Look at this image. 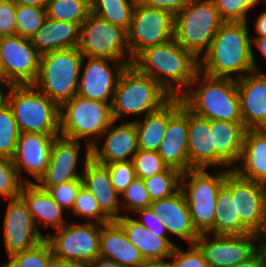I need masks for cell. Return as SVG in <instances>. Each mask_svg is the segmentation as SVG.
Instances as JSON below:
<instances>
[{
    "mask_svg": "<svg viewBox=\"0 0 266 267\" xmlns=\"http://www.w3.org/2000/svg\"><path fill=\"white\" fill-rule=\"evenodd\" d=\"M180 109V97H172L160 109L134 121L138 137V150L158 151L164 139L169 119Z\"/></svg>",
    "mask_w": 266,
    "mask_h": 267,
    "instance_id": "4dcf8cb0",
    "label": "cell"
},
{
    "mask_svg": "<svg viewBox=\"0 0 266 267\" xmlns=\"http://www.w3.org/2000/svg\"><path fill=\"white\" fill-rule=\"evenodd\" d=\"M156 217L166 227L168 234L195 244L200 234L195 229L188 204L181 189L166 198L153 200L150 204Z\"/></svg>",
    "mask_w": 266,
    "mask_h": 267,
    "instance_id": "cb8c5ba5",
    "label": "cell"
},
{
    "mask_svg": "<svg viewBox=\"0 0 266 267\" xmlns=\"http://www.w3.org/2000/svg\"><path fill=\"white\" fill-rule=\"evenodd\" d=\"M158 154L171 168L186 172L189 170L188 157V109L180 98V109L169 119L164 139Z\"/></svg>",
    "mask_w": 266,
    "mask_h": 267,
    "instance_id": "d4e9b609",
    "label": "cell"
},
{
    "mask_svg": "<svg viewBox=\"0 0 266 267\" xmlns=\"http://www.w3.org/2000/svg\"><path fill=\"white\" fill-rule=\"evenodd\" d=\"M72 215L90 219L89 222L106 224L111 220L101 211L96 198L86 187L81 186L72 208Z\"/></svg>",
    "mask_w": 266,
    "mask_h": 267,
    "instance_id": "ab89813d",
    "label": "cell"
},
{
    "mask_svg": "<svg viewBox=\"0 0 266 267\" xmlns=\"http://www.w3.org/2000/svg\"><path fill=\"white\" fill-rule=\"evenodd\" d=\"M232 196L240 222L251 233L266 235V185L243 178L232 170Z\"/></svg>",
    "mask_w": 266,
    "mask_h": 267,
    "instance_id": "2e32d148",
    "label": "cell"
},
{
    "mask_svg": "<svg viewBox=\"0 0 266 267\" xmlns=\"http://www.w3.org/2000/svg\"><path fill=\"white\" fill-rule=\"evenodd\" d=\"M55 259L84 265L100 256V224L70 222L45 235Z\"/></svg>",
    "mask_w": 266,
    "mask_h": 267,
    "instance_id": "8fae6325",
    "label": "cell"
},
{
    "mask_svg": "<svg viewBox=\"0 0 266 267\" xmlns=\"http://www.w3.org/2000/svg\"><path fill=\"white\" fill-rule=\"evenodd\" d=\"M190 1L191 0H136L137 3L142 5L167 10L174 15L184 9Z\"/></svg>",
    "mask_w": 266,
    "mask_h": 267,
    "instance_id": "f907efd6",
    "label": "cell"
},
{
    "mask_svg": "<svg viewBox=\"0 0 266 267\" xmlns=\"http://www.w3.org/2000/svg\"><path fill=\"white\" fill-rule=\"evenodd\" d=\"M112 122L111 103L75 95L60 106V136L84 139L86 147L100 143L101 135Z\"/></svg>",
    "mask_w": 266,
    "mask_h": 267,
    "instance_id": "ba28073f",
    "label": "cell"
},
{
    "mask_svg": "<svg viewBox=\"0 0 266 267\" xmlns=\"http://www.w3.org/2000/svg\"><path fill=\"white\" fill-rule=\"evenodd\" d=\"M251 233L236 217L235 196H232V170L218 191L214 219V234L243 235Z\"/></svg>",
    "mask_w": 266,
    "mask_h": 267,
    "instance_id": "d6a6232c",
    "label": "cell"
},
{
    "mask_svg": "<svg viewBox=\"0 0 266 267\" xmlns=\"http://www.w3.org/2000/svg\"><path fill=\"white\" fill-rule=\"evenodd\" d=\"M0 82L4 83V64H3L1 50H0Z\"/></svg>",
    "mask_w": 266,
    "mask_h": 267,
    "instance_id": "6125c7cd",
    "label": "cell"
},
{
    "mask_svg": "<svg viewBox=\"0 0 266 267\" xmlns=\"http://www.w3.org/2000/svg\"><path fill=\"white\" fill-rule=\"evenodd\" d=\"M109 170L111 182L116 191L121 194L136 178L132 161H121L106 164Z\"/></svg>",
    "mask_w": 266,
    "mask_h": 267,
    "instance_id": "bcb514c9",
    "label": "cell"
},
{
    "mask_svg": "<svg viewBox=\"0 0 266 267\" xmlns=\"http://www.w3.org/2000/svg\"><path fill=\"white\" fill-rule=\"evenodd\" d=\"M20 131L10 106L0 110V157L13 159Z\"/></svg>",
    "mask_w": 266,
    "mask_h": 267,
    "instance_id": "74e56055",
    "label": "cell"
},
{
    "mask_svg": "<svg viewBox=\"0 0 266 267\" xmlns=\"http://www.w3.org/2000/svg\"><path fill=\"white\" fill-rule=\"evenodd\" d=\"M188 157L189 169L233 170V168L212 148L210 120L188 110Z\"/></svg>",
    "mask_w": 266,
    "mask_h": 267,
    "instance_id": "7402d4cb",
    "label": "cell"
},
{
    "mask_svg": "<svg viewBox=\"0 0 266 267\" xmlns=\"http://www.w3.org/2000/svg\"><path fill=\"white\" fill-rule=\"evenodd\" d=\"M223 23L213 0H191L175 15L174 39L200 60Z\"/></svg>",
    "mask_w": 266,
    "mask_h": 267,
    "instance_id": "52a82bcc",
    "label": "cell"
},
{
    "mask_svg": "<svg viewBox=\"0 0 266 267\" xmlns=\"http://www.w3.org/2000/svg\"><path fill=\"white\" fill-rule=\"evenodd\" d=\"M122 211L135 212L150 207L152 200L144 180L136 177L120 194Z\"/></svg>",
    "mask_w": 266,
    "mask_h": 267,
    "instance_id": "b9f144b4",
    "label": "cell"
},
{
    "mask_svg": "<svg viewBox=\"0 0 266 267\" xmlns=\"http://www.w3.org/2000/svg\"><path fill=\"white\" fill-rule=\"evenodd\" d=\"M58 136L60 135L20 133L12 161L25 183H37L44 175L50 161L53 141ZM22 171L31 175L36 182L23 177Z\"/></svg>",
    "mask_w": 266,
    "mask_h": 267,
    "instance_id": "ac0fdd59",
    "label": "cell"
},
{
    "mask_svg": "<svg viewBox=\"0 0 266 267\" xmlns=\"http://www.w3.org/2000/svg\"><path fill=\"white\" fill-rule=\"evenodd\" d=\"M172 96L150 76L141 73L132 64L121 73L111 103L113 121H119L123 115L134 116L131 122L139 120L141 115L160 109Z\"/></svg>",
    "mask_w": 266,
    "mask_h": 267,
    "instance_id": "277c9868",
    "label": "cell"
},
{
    "mask_svg": "<svg viewBox=\"0 0 266 267\" xmlns=\"http://www.w3.org/2000/svg\"><path fill=\"white\" fill-rule=\"evenodd\" d=\"M212 148L233 168L241 156L246 128L243 123L210 120Z\"/></svg>",
    "mask_w": 266,
    "mask_h": 267,
    "instance_id": "1f68e13d",
    "label": "cell"
},
{
    "mask_svg": "<svg viewBox=\"0 0 266 267\" xmlns=\"http://www.w3.org/2000/svg\"><path fill=\"white\" fill-rule=\"evenodd\" d=\"M80 140H72L58 136L53 141L50 161L44 175L36 183L41 189L48 190L70 180L82 179V171H78L80 160Z\"/></svg>",
    "mask_w": 266,
    "mask_h": 267,
    "instance_id": "ffe728a7",
    "label": "cell"
},
{
    "mask_svg": "<svg viewBox=\"0 0 266 267\" xmlns=\"http://www.w3.org/2000/svg\"><path fill=\"white\" fill-rule=\"evenodd\" d=\"M130 213L122 214L116 222L123 228L128 239L140 251L145 260L170 258L177 246L168 237V233H154L147 230Z\"/></svg>",
    "mask_w": 266,
    "mask_h": 267,
    "instance_id": "484cf974",
    "label": "cell"
},
{
    "mask_svg": "<svg viewBox=\"0 0 266 267\" xmlns=\"http://www.w3.org/2000/svg\"><path fill=\"white\" fill-rule=\"evenodd\" d=\"M259 242L260 236L255 233L243 235L205 233L200 234L195 245L203 253L209 267H231L251 257L259 249Z\"/></svg>",
    "mask_w": 266,
    "mask_h": 267,
    "instance_id": "4fadbf2b",
    "label": "cell"
},
{
    "mask_svg": "<svg viewBox=\"0 0 266 267\" xmlns=\"http://www.w3.org/2000/svg\"><path fill=\"white\" fill-rule=\"evenodd\" d=\"M53 259L51 246L44 239L33 248L9 256L0 267H50Z\"/></svg>",
    "mask_w": 266,
    "mask_h": 267,
    "instance_id": "d590c367",
    "label": "cell"
},
{
    "mask_svg": "<svg viewBox=\"0 0 266 267\" xmlns=\"http://www.w3.org/2000/svg\"><path fill=\"white\" fill-rule=\"evenodd\" d=\"M170 258L172 267H209L203 253L195 244L189 245L186 251L176 246Z\"/></svg>",
    "mask_w": 266,
    "mask_h": 267,
    "instance_id": "7dc6e473",
    "label": "cell"
},
{
    "mask_svg": "<svg viewBox=\"0 0 266 267\" xmlns=\"http://www.w3.org/2000/svg\"><path fill=\"white\" fill-rule=\"evenodd\" d=\"M132 163L136 177L143 180L153 175L162 173L169 168L156 151L138 150V152L132 158Z\"/></svg>",
    "mask_w": 266,
    "mask_h": 267,
    "instance_id": "ee69618b",
    "label": "cell"
},
{
    "mask_svg": "<svg viewBox=\"0 0 266 267\" xmlns=\"http://www.w3.org/2000/svg\"><path fill=\"white\" fill-rule=\"evenodd\" d=\"M233 170L243 178L266 185V128L246 129L241 156Z\"/></svg>",
    "mask_w": 266,
    "mask_h": 267,
    "instance_id": "83f0119b",
    "label": "cell"
},
{
    "mask_svg": "<svg viewBox=\"0 0 266 267\" xmlns=\"http://www.w3.org/2000/svg\"><path fill=\"white\" fill-rule=\"evenodd\" d=\"M180 98L189 111L200 117L243 123L235 78L211 77L199 71Z\"/></svg>",
    "mask_w": 266,
    "mask_h": 267,
    "instance_id": "3957f363",
    "label": "cell"
},
{
    "mask_svg": "<svg viewBox=\"0 0 266 267\" xmlns=\"http://www.w3.org/2000/svg\"><path fill=\"white\" fill-rule=\"evenodd\" d=\"M45 9L48 18L80 25L91 13L90 0H49Z\"/></svg>",
    "mask_w": 266,
    "mask_h": 267,
    "instance_id": "e575fe53",
    "label": "cell"
},
{
    "mask_svg": "<svg viewBox=\"0 0 266 267\" xmlns=\"http://www.w3.org/2000/svg\"><path fill=\"white\" fill-rule=\"evenodd\" d=\"M236 82L244 127L266 128V73L255 70Z\"/></svg>",
    "mask_w": 266,
    "mask_h": 267,
    "instance_id": "603a6c76",
    "label": "cell"
},
{
    "mask_svg": "<svg viewBox=\"0 0 266 267\" xmlns=\"http://www.w3.org/2000/svg\"><path fill=\"white\" fill-rule=\"evenodd\" d=\"M113 121L101 135L105 137L102 144L95 143L91 147V157L101 164L113 162L132 161L138 152V137L134 122L126 121L114 125ZM115 126V127H114Z\"/></svg>",
    "mask_w": 266,
    "mask_h": 267,
    "instance_id": "44dd1931",
    "label": "cell"
},
{
    "mask_svg": "<svg viewBox=\"0 0 266 267\" xmlns=\"http://www.w3.org/2000/svg\"><path fill=\"white\" fill-rule=\"evenodd\" d=\"M77 48L84 57L133 61L127 45L126 29L93 13L81 24Z\"/></svg>",
    "mask_w": 266,
    "mask_h": 267,
    "instance_id": "30bf717a",
    "label": "cell"
},
{
    "mask_svg": "<svg viewBox=\"0 0 266 267\" xmlns=\"http://www.w3.org/2000/svg\"><path fill=\"white\" fill-rule=\"evenodd\" d=\"M259 249L262 251L266 263V235L260 236Z\"/></svg>",
    "mask_w": 266,
    "mask_h": 267,
    "instance_id": "94428289",
    "label": "cell"
},
{
    "mask_svg": "<svg viewBox=\"0 0 266 267\" xmlns=\"http://www.w3.org/2000/svg\"><path fill=\"white\" fill-rule=\"evenodd\" d=\"M50 267H85V265L78 262L62 261L54 258Z\"/></svg>",
    "mask_w": 266,
    "mask_h": 267,
    "instance_id": "91938a15",
    "label": "cell"
},
{
    "mask_svg": "<svg viewBox=\"0 0 266 267\" xmlns=\"http://www.w3.org/2000/svg\"><path fill=\"white\" fill-rule=\"evenodd\" d=\"M182 172L169 167L166 171L144 179L151 200L169 197L181 189Z\"/></svg>",
    "mask_w": 266,
    "mask_h": 267,
    "instance_id": "8d00e7d4",
    "label": "cell"
},
{
    "mask_svg": "<svg viewBox=\"0 0 266 267\" xmlns=\"http://www.w3.org/2000/svg\"><path fill=\"white\" fill-rule=\"evenodd\" d=\"M85 267H124V266H121L115 261L98 257L97 259L93 260L91 263L85 265Z\"/></svg>",
    "mask_w": 266,
    "mask_h": 267,
    "instance_id": "11a10c76",
    "label": "cell"
},
{
    "mask_svg": "<svg viewBox=\"0 0 266 267\" xmlns=\"http://www.w3.org/2000/svg\"><path fill=\"white\" fill-rule=\"evenodd\" d=\"M224 22H248V13L261 0H213ZM264 1V0H262Z\"/></svg>",
    "mask_w": 266,
    "mask_h": 267,
    "instance_id": "7bdbcfd3",
    "label": "cell"
},
{
    "mask_svg": "<svg viewBox=\"0 0 266 267\" xmlns=\"http://www.w3.org/2000/svg\"><path fill=\"white\" fill-rule=\"evenodd\" d=\"M82 185V179L70 180L49 188L47 192L64 210H72L78 191Z\"/></svg>",
    "mask_w": 266,
    "mask_h": 267,
    "instance_id": "f6af8a7d",
    "label": "cell"
},
{
    "mask_svg": "<svg viewBox=\"0 0 266 267\" xmlns=\"http://www.w3.org/2000/svg\"><path fill=\"white\" fill-rule=\"evenodd\" d=\"M83 58L77 47L41 55L38 75L32 85L61 106L77 95Z\"/></svg>",
    "mask_w": 266,
    "mask_h": 267,
    "instance_id": "5b68a950",
    "label": "cell"
},
{
    "mask_svg": "<svg viewBox=\"0 0 266 267\" xmlns=\"http://www.w3.org/2000/svg\"><path fill=\"white\" fill-rule=\"evenodd\" d=\"M134 213L140 216L136 220L141 223L147 230L154 233H168L166 227L156 217L151 207L139 209Z\"/></svg>",
    "mask_w": 266,
    "mask_h": 267,
    "instance_id": "681fc988",
    "label": "cell"
},
{
    "mask_svg": "<svg viewBox=\"0 0 266 267\" xmlns=\"http://www.w3.org/2000/svg\"><path fill=\"white\" fill-rule=\"evenodd\" d=\"M16 5H30L35 7H46L49 0H12Z\"/></svg>",
    "mask_w": 266,
    "mask_h": 267,
    "instance_id": "680465c9",
    "label": "cell"
},
{
    "mask_svg": "<svg viewBox=\"0 0 266 267\" xmlns=\"http://www.w3.org/2000/svg\"><path fill=\"white\" fill-rule=\"evenodd\" d=\"M16 35L30 39L47 18L44 7L16 5Z\"/></svg>",
    "mask_w": 266,
    "mask_h": 267,
    "instance_id": "f35d334b",
    "label": "cell"
},
{
    "mask_svg": "<svg viewBox=\"0 0 266 267\" xmlns=\"http://www.w3.org/2000/svg\"><path fill=\"white\" fill-rule=\"evenodd\" d=\"M16 4L0 0V38L16 35Z\"/></svg>",
    "mask_w": 266,
    "mask_h": 267,
    "instance_id": "c3c4849f",
    "label": "cell"
},
{
    "mask_svg": "<svg viewBox=\"0 0 266 267\" xmlns=\"http://www.w3.org/2000/svg\"><path fill=\"white\" fill-rule=\"evenodd\" d=\"M230 170L189 169L181 177V191L188 204L193 225L199 234H214L218 191Z\"/></svg>",
    "mask_w": 266,
    "mask_h": 267,
    "instance_id": "9c48e42d",
    "label": "cell"
},
{
    "mask_svg": "<svg viewBox=\"0 0 266 267\" xmlns=\"http://www.w3.org/2000/svg\"><path fill=\"white\" fill-rule=\"evenodd\" d=\"M166 259L145 260L138 267H172L171 261Z\"/></svg>",
    "mask_w": 266,
    "mask_h": 267,
    "instance_id": "9f6ffc18",
    "label": "cell"
},
{
    "mask_svg": "<svg viewBox=\"0 0 266 267\" xmlns=\"http://www.w3.org/2000/svg\"><path fill=\"white\" fill-rule=\"evenodd\" d=\"M255 20L254 26L258 35L253 37H266V10L257 15Z\"/></svg>",
    "mask_w": 266,
    "mask_h": 267,
    "instance_id": "db71d44e",
    "label": "cell"
},
{
    "mask_svg": "<svg viewBox=\"0 0 266 267\" xmlns=\"http://www.w3.org/2000/svg\"><path fill=\"white\" fill-rule=\"evenodd\" d=\"M99 257L115 261L124 267H138L145 261L116 221L100 225Z\"/></svg>",
    "mask_w": 266,
    "mask_h": 267,
    "instance_id": "4316f807",
    "label": "cell"
},
{
    "mask_svg": "<svg viewBox=\"0 0 266 267\" xmlns=\"http://www.w3.org/2000/svg\"><path fill=\"white\" fill-rule=\"evenodd\" d=\"M265 262V258L260 249H258L251 257H249L246 261L241 262L237 265L231 267H262Z\"/></svg>",
    "mask_w": 266,
    "mask_h": 267,
    "instance_id": "816d5d0a",
    "label": "cell"
},
{
    "mask_svg": "<svg viewBox=\"0 0 266 267\" xmlns=\"http://www.w3.org/2000/svg\"><path fill=\"white\" fill-rule=\"evenodd\" d=\"M81 25L46 18L38 31L30 38L40 55L51 51L78 47Z\"/></svg>",
    "mask_w": 266,
    "mask_h": 267,
    "instance_id": "f546056e",
    "label": "cell"
},
{
    "mask_svg": "<svg viewBox=\"0 0 266 267\" xmlns=\"http://www.w3.org/2000/svg\"><path fill=\"white\" fill-rule=\"evenodd\" d=\"M7 90V92H5ZM10 85L0 82V110L8 104Z\"/></svg>",
    "mask_w": 266,
    "mask_h": 267,
    "instance_id": "6f0895ef",
    "label": "cell"
},
{
    "mask_svg": "<svg viewBox=\"0 0 266 267\" xmlns=\"http://www.w3.org/2000/svg\"><path fill=\"white\" fill-rule=\"evenodd\" d=\"M126 34L133 60L145 48L164 44L174 38L175 15L136 2Z\"/></svg>",
    "mask_w": 266,
    "mask_h": 267,
    "instance_id": "7c38bea8",
    "label": "cell"
},
{
    "mask_svg": "<svg viewBox=\"0 0 266 267\" xmlns=\"http://www.w3.org/2000/svg\"><path fill=\"white\" fill-rule=\"evenodd\" d=\"M8 105L20 133L60 135V106L33 85H10Z\"/></svg>",
    "mask_w": 266,
    "mask_h": 267,
    "instance_id": "8992f818",
    "label": "cell"
},
{
    "mask_svg": "<svg viewBox=\"0 0 266 267\" xmlns=\"http://www.w3.org/2000/svg\"><path fill=\"white\" fill-rule=\"evenodd\" d=\"M248 26V22H224L200 59V71L211 77L235 76L236 80L255 71Z\"/></svg>",
    "mask_w": 266,
    "mask_h": 267,
    "instance_id": "7a4b0ae2",
    "label": "cell"
},
{
    "mask_svg": "<svg viewBox=\"0 0 266 267\" xmlns=\"http://www.w3.org/2000/svg\"><path fill=\"white\" fill-rule=\"evenodd\" d=\"M135 4L136 0H90L91 13L126 30Z\"/></svg>",
    "mask_w": 266,
    "mask_h": 267,
    "instance_id": "836d02e7",
    "label": "cell"
},
{
    "mask_svg": "<svg viewBox=\"0 0 266 267\" xmlns=\"http://www.w3.org/2000/svg\"><path fill=\"white\" fill-rule=\"evenodd\" d=\"M19 197L26 204L39 232L40 226H49L57 230L68 223L63 217L64 209L36 183H26Z\"/></svg>",
    "mask_w": 266,
    "mask_h": 267,
    "instance_id": "f1b7e54d",
    "label": "cell"
},
{
    "mask_svg": "<svg viewBox=\"0 0 266 267\" xmlns=\"http://www.w3.org/2000/svg\"><path fill=\"white\" fill-rule=\"evenodd\" d=\"M251 47H252V61H253V66L255 70H261L260 68L257 67V63L255 60V54H254V49L253 47L259 49V51L264 55V58H266V37H251ZM254 45V46H253Z\"/></svg>",
    "mask_w": 266,
    "mask_h": 267,
    "instance_id": "f5cc1de1",
    "label": "cell"
},
{
    "mask_svg": "<svg viewBox=\"0 0 266 267\" xmlns=\"http://www.w3.org/2000/svg\"><path fill=\"white\" fill-rule=\"evenodd\" d=\"M25 184L13 161L9 158L0 157V196L7 200L16 199Z\"/></svg>",
    "mask_w": 266,
    "mask_h": 267,
    "instance_id": "60d3db41",
    "label": "cell"
},
{
    "mask_svg": "<svg viewBox=\"0 0 266 267\" xmlns=\"http://www.w3.org/2000/svg\"><path fill=\"white\" fill-rule=\"evenodd\" d=\"M2 223V236L8 257L33 248L45 239V235L37 230L26 204L20 197L8 200Z\"/></svg>",
    "mask_w": 266,
    "mask_h": 267,
    "instance_id": "e0dca14e",
    "label": "cell"
},
{
    "mask_svg": "<svg viewBox=\"0 0 266 267\" xmlns=\"http://www.w3.org/2000/svg\"><path fill=\"white\" fill-rule=\"evenodd\" d=\"M132 62L84 57L77 95L94 101L112 103L119 77Z\"/></svg>",
    "mask_w": 266,
    "mask_h": 267,
    "instance_id": "5bb4252c",
    "label": "cell"
},
{
    "mask_svg": "<svg viewBox=\"0 0 266 267\" xmlns=\"http://www.w3.org/2000/svg\"><path fill=\"white\" fill-rule=\"evenodd\" d=\"M4 64V83L32 85L38 75L40 54L31 40L18 35L0 38Z\"/></svg>",
    "mask_w": 266,
    "mask_h": 267,
    "instance_id": "9a60e30c",
    "label": "cell"
},
{
    "mask_svg": "<svg viewBox=\"0 0 266 267\" xmlns=\"http://www.w3.org/2000/svg\"><path fill=\"white\" fill-rule=\"evenodd\" d=\"M132 65L157 81L172 97H180L200 71V60L174 38L145 48Z\"/></svg>",
    "mask_w": 266,
    "mask_h": 267,
    "instance_id": "6da1fadb",
    "label": "cell"
},
{
    "mask_svg": "<svg viewBox=\"0 0 266 267\" xmlns=\"http://www.w3.org/2000/svg\"><path fill=\"white\" fill-rule=\"evenodd\" d=\"M85 149L81 177L83 186L96 198L101 211L111 221H116L122 216L120 194L111 182L108 167L91 157V147Z\"/></svg>",
    "mask_w": 266,
    "mask_h": 267,
    "instance_id": "d6986e66",
    "label": "cell"
}]
</instances>
